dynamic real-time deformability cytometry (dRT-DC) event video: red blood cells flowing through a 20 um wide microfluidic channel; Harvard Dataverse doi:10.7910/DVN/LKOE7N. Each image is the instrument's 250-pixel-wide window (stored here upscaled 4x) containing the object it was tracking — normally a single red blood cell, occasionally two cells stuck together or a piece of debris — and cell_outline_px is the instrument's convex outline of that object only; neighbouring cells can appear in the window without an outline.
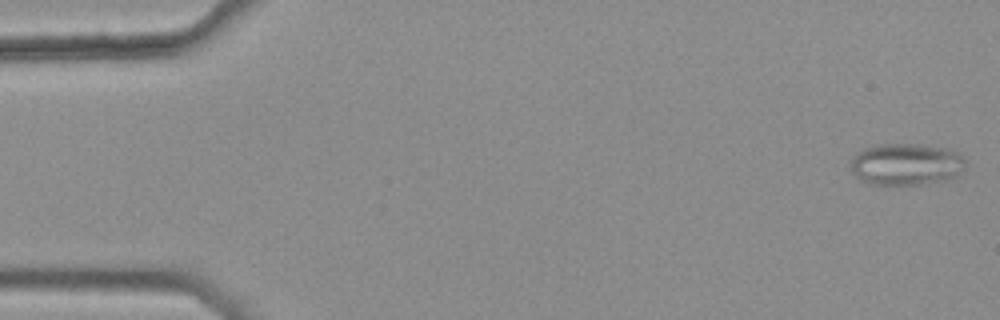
{"species": "common noctule bat (a hibernating species)", "species_latin": "Nyctalus noctula", "temperature_condition": "warm", "stored_images_in_passage": 5, "camera_frame_rate_fps": 3000, "um_per_image_px": 0.085, "animal": {"sex": "female", "body_mass_g": 25.1}, "frame": {"image": 1, "passage_image": 1, "time_ms": 0.0, "image_size_px": [1000, 320], "cell_outline_px": [[964, 168], [960, 176], [944, 180], [920, 184], [872, 184], [860, 180], [852, 172], [848, 160], [852, 156], [864, 148], [880, 144], [916, 144], [948, 148], [960, 152], [964, 160]], "centroid_in_image_um": [77.02, 13.95], "position_along_channel_um": 8.0, "area_um2": 28.32}}